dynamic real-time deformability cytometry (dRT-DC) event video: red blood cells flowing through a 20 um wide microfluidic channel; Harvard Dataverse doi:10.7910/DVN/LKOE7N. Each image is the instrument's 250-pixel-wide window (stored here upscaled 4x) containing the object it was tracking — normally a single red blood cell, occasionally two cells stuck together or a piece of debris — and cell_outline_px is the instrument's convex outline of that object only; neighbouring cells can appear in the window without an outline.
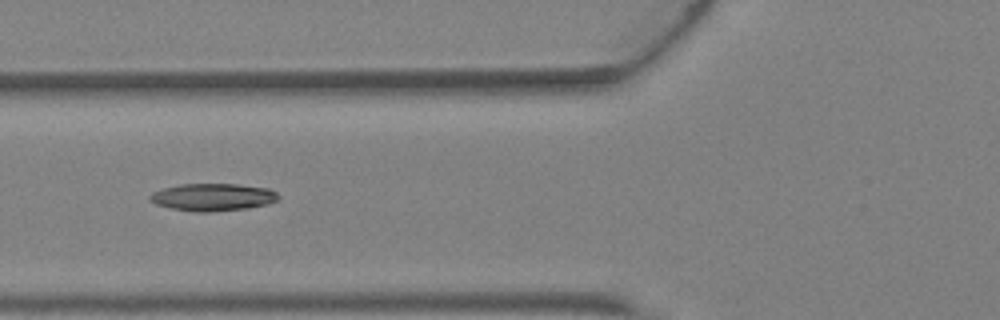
{"species": "Egyptian fruit bat (a non-hibernating species)", "species_latin": "Rousettus aegyptiacus", "temperature_condition": "warm", "stored_images_in_passage": 4, "camera_frame_rate_fps": 3000, "um_per_image_px": 0.085, "animal": {"sex": "female"}, "frame": {"image": 1, "passage_image": 4, "time_ms": 1.0, "image_size_px": [1000, 320], "cell_outline_px": [[280, 196], [276, 200], [268, 204], [248, 208], [208, 212], [196, 212], [172, 208], [156, 204], [148, 200], [148, 196], [152, 192], [164, 188], [180, 184], [240, 184], [268, 188], [276, 192]], "centroid_in_image_um": [18.08, 16.75], "position_along_channel_um": 107.7, "area_um2": 20.58}}